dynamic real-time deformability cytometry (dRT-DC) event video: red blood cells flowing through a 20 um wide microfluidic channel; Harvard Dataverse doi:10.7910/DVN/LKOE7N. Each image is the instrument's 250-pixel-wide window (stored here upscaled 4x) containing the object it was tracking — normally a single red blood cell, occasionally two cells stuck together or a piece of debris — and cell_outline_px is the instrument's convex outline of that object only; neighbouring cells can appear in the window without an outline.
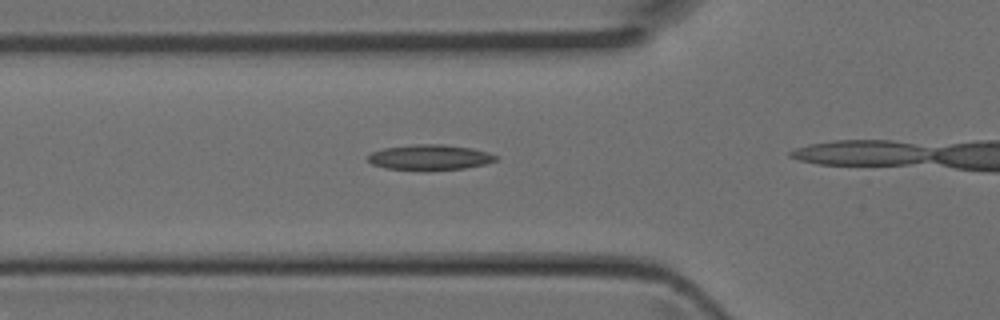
{"species": "Egyptian fruit bat (a non-hibernating species)", "species_latin": "Rousettus aegyptiacus", "temperature_condition": "room temperature", "stored_images_in_passage": 12, "camera_frame_rate_fps": 3000, "um_per_image_px": 0.085, "animal": {"sex": "female"}, "frame": {"image": 1, "passage_image": 3, "time_ms": 0.667, "image_size_px": [1000, 320], "cell_outline_px": [[496, 160], [484, 164], [464, 168], [424, 172], [384, 168], [372, 164], [368, 160], [368, 156], [372, 152], [384, 148], [412, 144], [444, 144], [472, 148], [488, 152], [496, 156]], "centroid_in_image_um": [36.49, 13.39], "position_along_channel_um": 89.3, "area_um2": 19.31}}
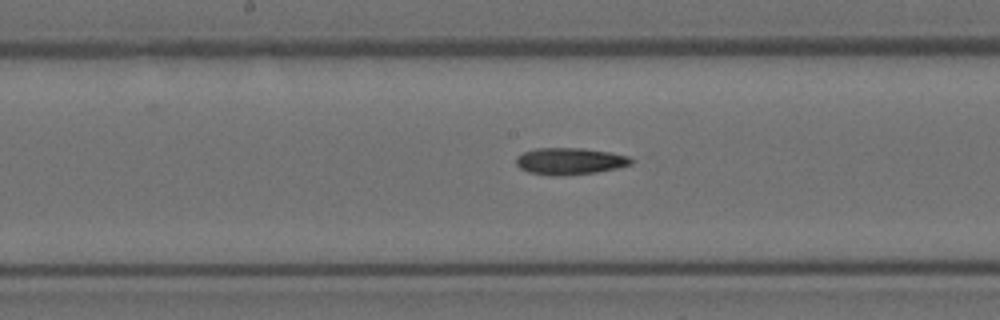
{"frame": {"image": 2, "passage_image": 10, "time_ms": 3.0, "image_size_px": [1000, 320], "cell_outline_px": [[632, 164], [616, 168], [596, 172], [560, 176], [552, 176], [528, 172], [520, 168], [516, 164], [516, 156], [524, 152], [536, 148], [584, 148], [608, 152], [628, 156], [632, 160]], "centroid_in_image_um": [48.4, 13.7], "position_along_channel_um": 199.8, "area_um2": 17.92}}